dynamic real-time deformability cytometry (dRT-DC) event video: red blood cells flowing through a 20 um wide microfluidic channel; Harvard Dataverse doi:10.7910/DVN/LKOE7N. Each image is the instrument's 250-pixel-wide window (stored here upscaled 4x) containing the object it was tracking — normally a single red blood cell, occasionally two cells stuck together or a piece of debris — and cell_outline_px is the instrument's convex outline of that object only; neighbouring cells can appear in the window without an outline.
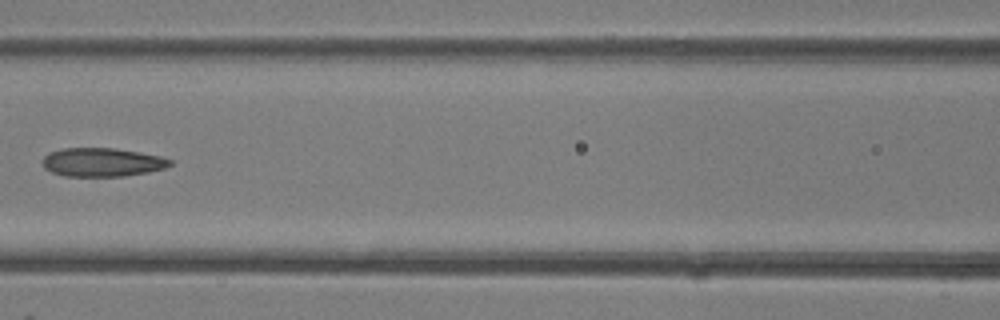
{"species": "common noctule bat (a hibernating species)", "species_latin": "Nyctalus noctula", "temperature_condition": "room temperature", "stored_images_in_passage": 38, "camera_frame_rate_fps": 3000, "um_per_image_px": 0.085, "animal": {"sex": "female"}, "frame": {"image": 1, "passage_image": 17, "time_ms": 5.333, "image_size_px": [1000, 320], "cell_outline_px": [[172, 164], [164, 168], [148, 172], [124, 176], [64, 176], [52, 172], [44, 168], [44, 156], [48, 152], [64, 148], [116, 148], [140, 152], [160, 156], [172, 160]], "centroid_in_image_um": [8.69, 13.78], "position_along_channel_um": 157.9, "area_um2": 21.27}}